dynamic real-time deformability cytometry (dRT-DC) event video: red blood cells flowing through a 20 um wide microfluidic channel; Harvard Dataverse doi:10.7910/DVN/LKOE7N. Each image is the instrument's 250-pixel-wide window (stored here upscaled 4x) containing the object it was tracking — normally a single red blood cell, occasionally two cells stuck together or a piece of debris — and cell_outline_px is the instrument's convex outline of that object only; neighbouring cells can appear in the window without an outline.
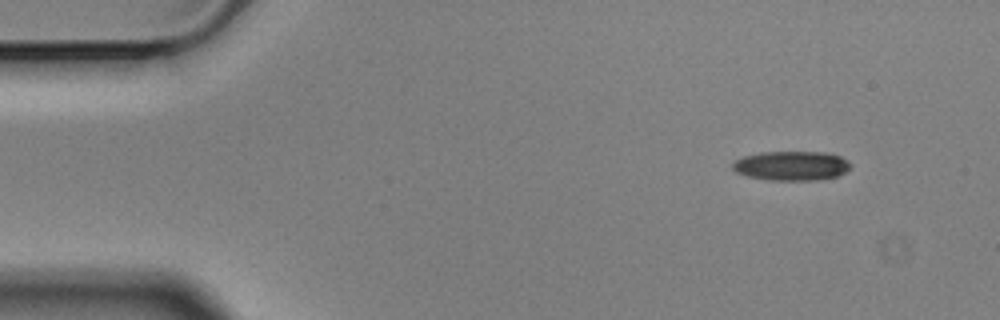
{"species": "Egyptian fruit bat (a non-hibernating species)", "species_latin": "Rousettus aegyptiacus", "temperature_condition": "cold", "stored_images_in_passage": 3, "camera_frame_rate_fps": 3000, "um_per_image_px": 0.085, "animal": {"sex": "male"}, "frame": {"image": 1, "passage_image": 1, "time_ms": 0.0, "image_size_px": [1000, 320], "cell_outline_px": [[852, 164], [844, 172], [836, 176], [820, 180], [768, 180], [748, 176], [736, 172], [732, 168], [732, 164], [736, 160], [744, 156], [760, 152], [824, 152], [840, 156], [848, 160]], "centroid_in_image_um": [67.27, 14.09], "position_along_channel_um": 17.7, "area_um2": 20.17}}
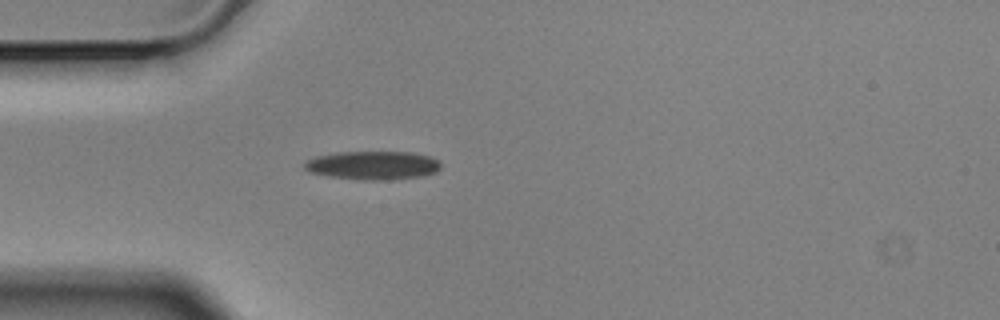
{"frame": {"image": 2, "passage_image": 3, "time_ms": 0.667, "image_size_px": [1000, 320], "cell_outline_px": [[440, 168], [436, 172], [424, 176], [388, 180], [364, 180], [328, 176], [308, 172], [304, 168], [304, 160], [316, 156], [336, 152], [412, 152], [432, 156], [440, 160]], "centroid_in_image_um": [31.7, 14.05], "position_along_channel_um": 53.3, "area_um2": 23.06}}